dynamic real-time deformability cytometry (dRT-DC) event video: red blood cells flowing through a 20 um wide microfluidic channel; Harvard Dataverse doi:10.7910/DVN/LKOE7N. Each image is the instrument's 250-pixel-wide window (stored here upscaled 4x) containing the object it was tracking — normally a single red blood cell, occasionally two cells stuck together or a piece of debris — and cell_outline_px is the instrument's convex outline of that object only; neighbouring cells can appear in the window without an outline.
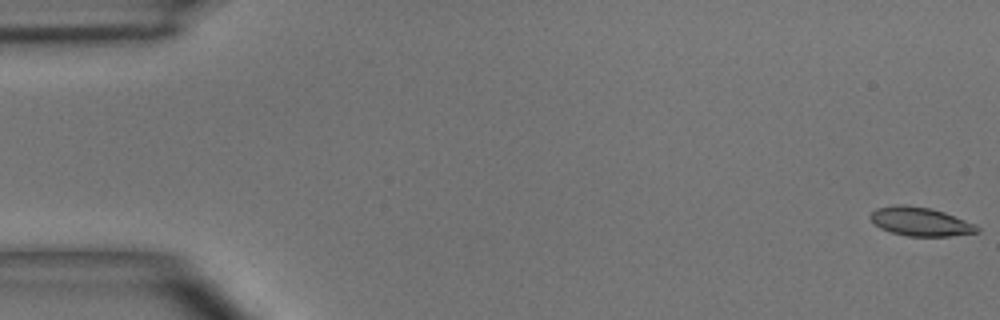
{"species": "common noctule bat (a hibernating species)", "species_latin": "Nyctalus noctula", "temperature_condition": "room temperature", "stored_images_in_passage": 50, "camera_frame_rate_fps": 3000, "um_per_image_px": 0.085, "animal": {"sex": "male", "body_mass_g": 15.6}, "frame": {"image": 1, "passage_image": 1, "time_ms": 0.0, "image_size_px": [1000, 320], "cell_outline_px": [[980, 232], [948, 236], [908, 236], [892, 232], [880, 228], [868, 216], [876, 208], [896, 204], [904, 204], [932, 208], [944, 212], [976, 224], [980, 228]], "centroid_in_image_um": [78.25, 18.82], "position_along_channel_um": 6.8, "area_um2": 17.92}}
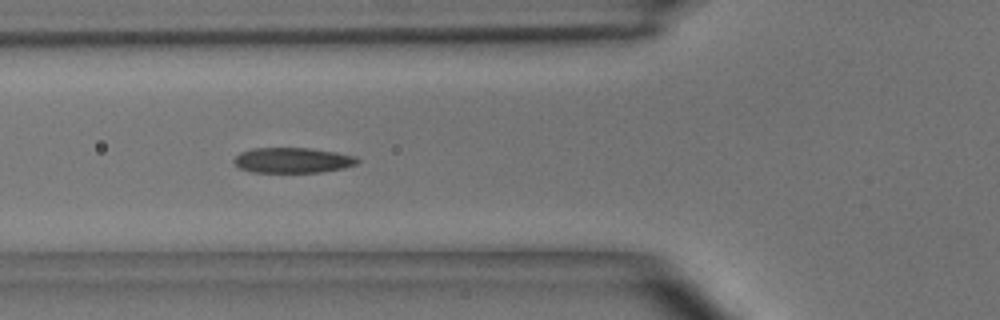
{"frame": {"image": 2, "passage_image": 19, "time_ms": 6.0, "image_size_px": [1000, 320], "cell_outline_px": [[360, 160], [356, 164], [344, 168], [320, 172], [252, 172], [240, 168], [232, 160], [240, 152], [252, 148], [312, 148], [336, 152], [356, 156]], "centroid_in_image_um": [24.88, 13.61], "position_along_channel_um": 100.9, "area_um2": 18.26}}
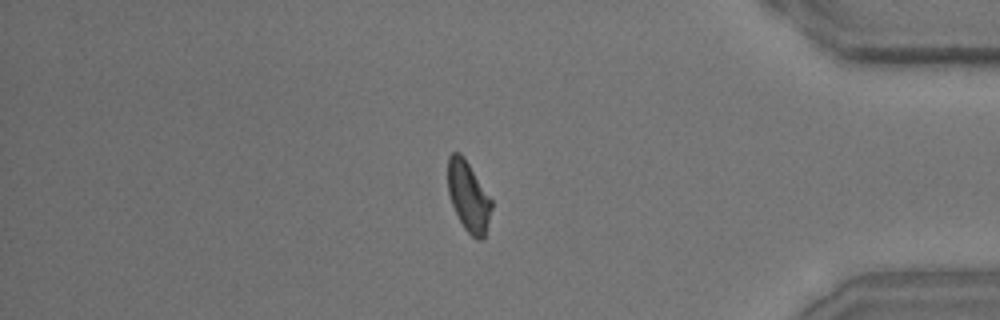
{"frame": {"image": 3, "passage_image": 44, "time_ms": 14.333, "image_size_px": [1000, 320], "cell_outline_px": [[492, 208], [484, 236], [480, 240], [476, 240], [464, 228], [452, 204], [448, 192], [448, 156], [452, 152], [460, 152], [464, 156], [492, 200]], "centroid_in_image_um": [39.81, 16.67], "position_along_channel_um": 395.4, "area_um2": 17.69}}